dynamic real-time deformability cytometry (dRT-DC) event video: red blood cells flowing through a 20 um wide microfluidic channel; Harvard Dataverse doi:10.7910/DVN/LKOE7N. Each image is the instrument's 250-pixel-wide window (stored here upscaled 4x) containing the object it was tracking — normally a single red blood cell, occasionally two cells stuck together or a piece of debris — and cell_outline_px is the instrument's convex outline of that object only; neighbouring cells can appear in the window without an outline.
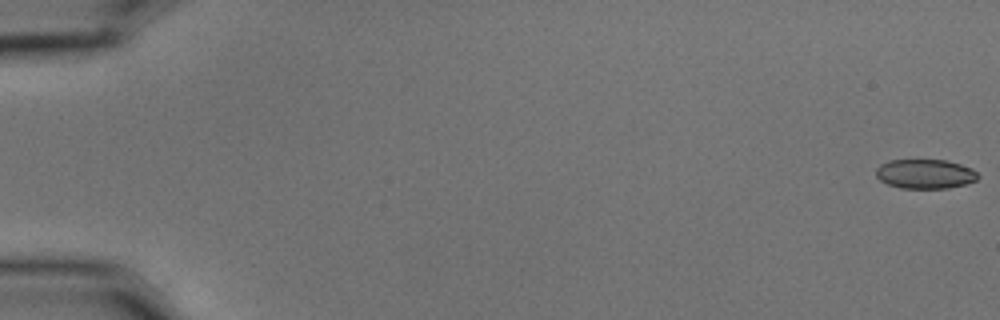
{"species": "common noctule bat (a hibernating species)", "species_latin": "Nyctalus noctula", "temperature_condition": "cold", "stored_images_in_passage": 5, "camera_frame_rate_fps": 3000, "um_per_image_px": 0.085, "animal": {"sex": "male", "body_mass_g": 15.6}, "frame": {"image": 1, "passage_image": 1, "time_ms": 0.0, "image_size_px": [1000, 320], "cell_outline_px": [[980, 176], [976, 180], [964, 184], [948, 188], [900, 188], [888, 184], [880, 180], [876, 176], [876, 168], [880, 164], [888, 160], [948, 160], [972, 168]], "centroid_in_image_um": [78.63, 14.77], "position_along_channel_um": 6.4, "area_um2": 17.51}}